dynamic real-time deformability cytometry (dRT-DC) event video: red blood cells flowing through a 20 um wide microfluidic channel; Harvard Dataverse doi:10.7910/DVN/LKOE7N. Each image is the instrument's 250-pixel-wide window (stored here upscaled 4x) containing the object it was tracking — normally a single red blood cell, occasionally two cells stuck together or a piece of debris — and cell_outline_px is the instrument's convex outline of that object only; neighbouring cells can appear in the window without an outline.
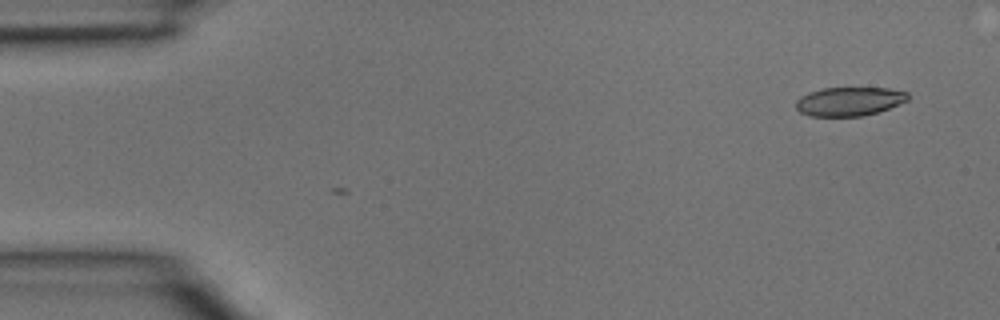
{"species": "common noctule bat (a hibernating species)", "species_latin": "Nyctalus noctula", "temperature_condition": "room temperature", "stored_images_in_passage": 4, "camera_frame_rate_fps": 3000, "um_per_image_px": 0.085, "animal": {"sex": "male", "body_mass_g": 15.6}, "frame": {"image": 1, "passage_image": 1, "time_ms": 0.0, "image_size_px": [1000, 320], "cell_outline_px": [[908, 100], [880, 112], [860, 116], [808, 116], [800, 112], [796, 108], [796, 100], [800, 96], [808, 92], [824, 88], [888, 88], [908, 92]], "centroid_in_image_um": [72.17, 8.62], "position_along_channel_um": 12.8, "area_um2": 18.9}}